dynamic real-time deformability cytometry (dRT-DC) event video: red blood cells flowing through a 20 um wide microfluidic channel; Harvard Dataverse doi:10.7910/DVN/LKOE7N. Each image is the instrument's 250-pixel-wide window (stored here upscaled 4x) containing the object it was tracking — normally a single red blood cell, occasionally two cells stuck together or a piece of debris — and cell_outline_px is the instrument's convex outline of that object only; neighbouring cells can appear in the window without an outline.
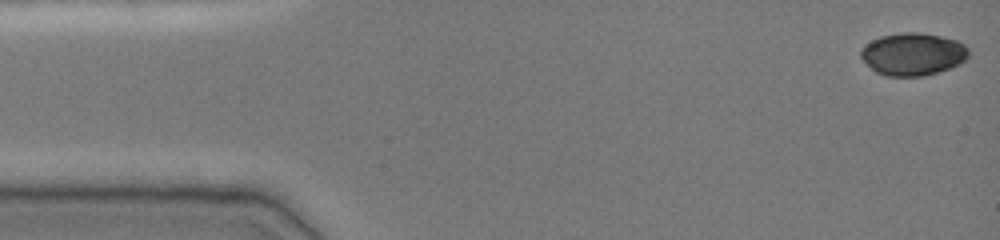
{"species": "common noctule bat (a hibernating species)", "species_latin": "Nyctalus noctula", "temperature_condition": "cold", "stored_images_in_passage": 48, "camera_frame_rate_fps": 3000, "um_per_image_px": 0.085, "animal": {"sex": "female", "body_mass_g": 19.0, "forearm_length_mm": 51.5}, "frame": {"image": 1, "passage_image": 1, "time_ms": 0.0, "image_size_px": [1000, 240], "cell_outline_px": [[968, 56], [960, 64], [924, 76], [884, 76], [876, 72], [860, 56], [860, 48], [872, 40], [880, 36], [900, 32], [920, 32], [940, 36], [956, 40], [964, 44], [968, 48]], "centroid_in_image_um": [77.58, 4.59], "position_along_channel_um": 7.4, "area_um2": 26.7}}
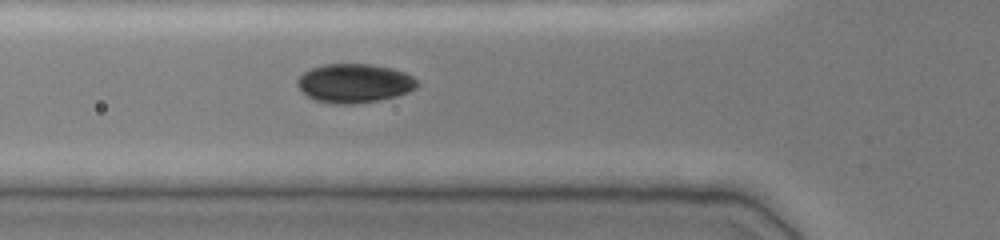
{"frame": {"image": 2, "passage_image": 17, "time_ms": 5.333, "image_size_px": [1000, 240], "cell_outline_px": [[420, 84], [416, 88], [408, 92], [396, 96], [380, 100], [352, 104], [336, 104], [316, 100], [308, 96], [296, 84], [296, 80], [304, 72], [312, 68], [324, 64], [368, 64], [392, 68], [404, 72], [412, 76]], "centroid_in_image_um": [30.14, 7.07], "position_along_channel_um": 95.7, "area_um2": 27.11}}
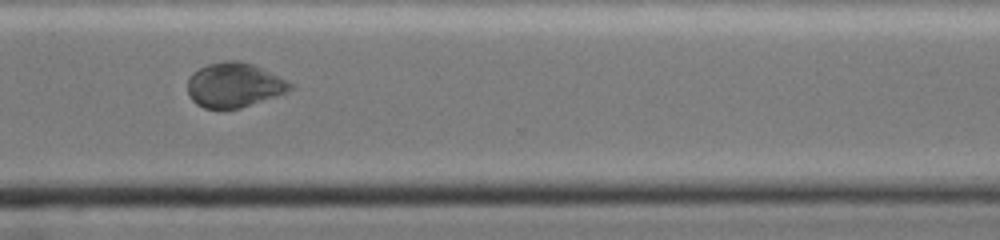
{"frame": {"image": 3, "passage_image": 37, "time_ms": 12.0, "image_size_px": [1000, 240], "cell_outline_px": [[296, 84], [292, 88], [276, 96], [240, 108], [204, 108], [196, 104], [188, 96], [188, 76], [192, 72], [208, 64], [224, 60], [240, 60], [252, 64]], "centroid_in_image_um": [19.88, 7.22], "position_along_channel_um": 350.7, "area_um2": 26.65}}